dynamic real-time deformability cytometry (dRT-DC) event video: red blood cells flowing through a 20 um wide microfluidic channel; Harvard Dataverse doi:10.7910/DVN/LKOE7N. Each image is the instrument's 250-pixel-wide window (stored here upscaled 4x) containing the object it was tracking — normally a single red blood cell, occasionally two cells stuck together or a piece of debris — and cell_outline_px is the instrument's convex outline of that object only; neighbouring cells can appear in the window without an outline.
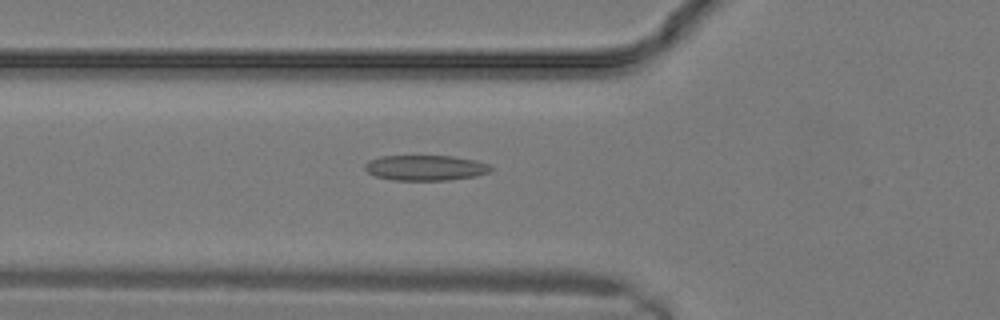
{"species": "common noctule bat (a hibernating species)", "species_latin": "Nyctalus noctula", "temperature_condition": "warm", "stored_images_in_passage": 17, "camera_frame_rate_fps": 3000, "um_per_image_px": 0.085, "animal": {"sex": "male", "body_mass_g": 19.2, "forearm_length_mm": 51.8}, "frame": {"image": 1, "passage_image": 9, "time_ms": 2.667, "image_size_px": [1000, 320], "cell_outline_px": [[492, 168], [488, 172], [476, 176], [448, 180], [392, 180], [376, 176], [368, 172], [364, 168], [364, 164], [368, 160], [380, 156], [452, 156], [476, 160], [488, 164]], "centroid_in_image_um": [36.14, 14.26], "position_along_channel_um": 89.7, "area_um2": 18.61}}
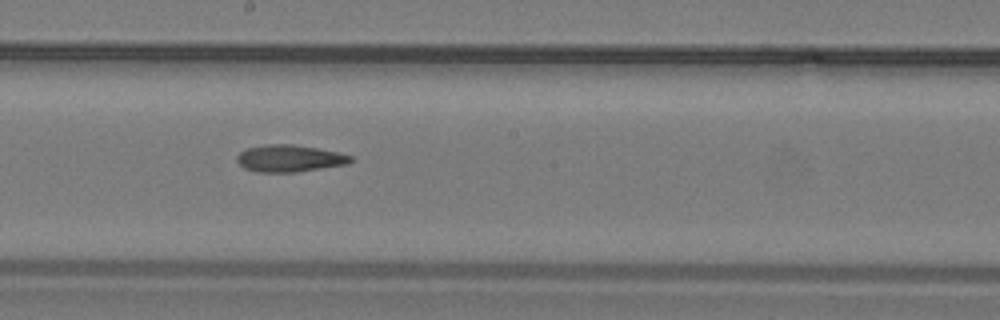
{"frame": {"image": 2, "passage_image": 14, "time_ms": 4.333, "image_size_px": [1000, 320], "cell_outline_px": [[352, 160], [348, 164], [296, 172], [256, 172], [244, 168], [236, 160], [236, 156], [240, 152], [248, 148], [264, 144], [292, 144], [340, 152], [352, 156]], "centroid_in_image_um": [24.6, 13.46], "position_along_channel_um": 223.6, "area_um2": 17.92}}
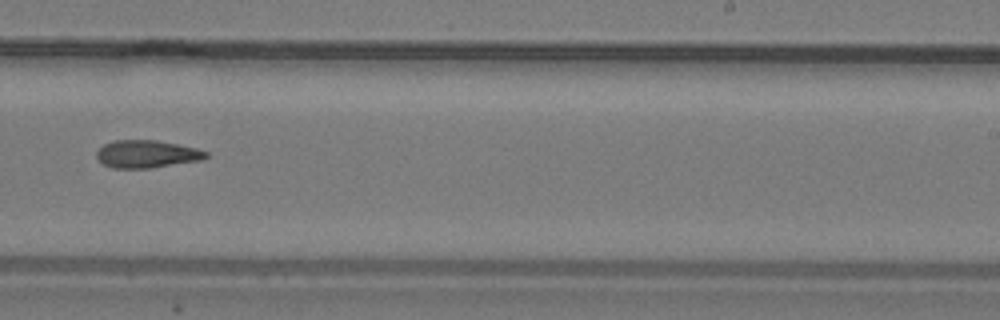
{"frame": {"image": 3, "passage_image": 16, "time_ms": 5.0, "image_size_px": [1000, 320], "cell_outline_px": [[208, 156], [204, 160], [152, 168], [112, 168], [104, 164], [96, 156], [96, 152], [104, 144], [112, 140], [156, 140], [196, 148], [208, 152]], "centroid_in_image_um": [12.5, 13.1], "position_along_channel_um": 276.5, "area_um2": 17.69}}